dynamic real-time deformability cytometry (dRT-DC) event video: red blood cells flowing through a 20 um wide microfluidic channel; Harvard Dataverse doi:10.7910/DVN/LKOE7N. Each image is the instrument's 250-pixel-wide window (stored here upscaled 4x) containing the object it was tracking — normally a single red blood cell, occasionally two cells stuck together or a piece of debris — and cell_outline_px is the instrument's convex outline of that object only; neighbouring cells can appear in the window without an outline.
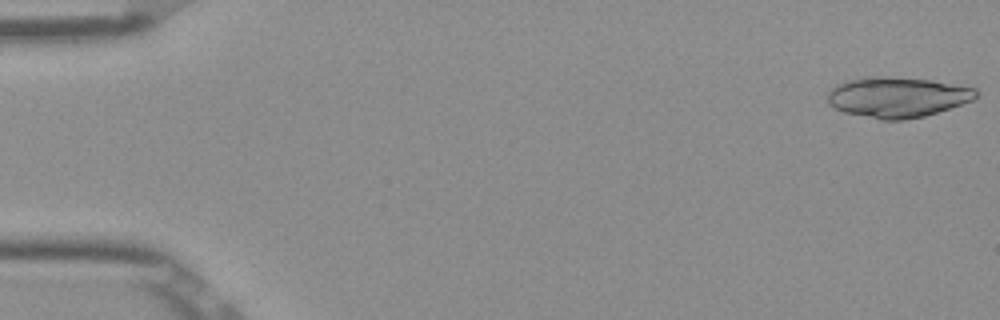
{"species": "Egyptian fruit bat (a non-hibernating species)", "species_latin": "Rousettus aegyptiacus", "temperature_condition": "room temperature", "stored_images_in_passage": 51, "camera_frame_rate_fps": 3000, "um_per_image_px": 0.085, "frame": {"image": 1, "passage_image": 1, "time_ms": 0.0, "image_size_px": [1000, 320], "cell_outline_px": [[976, 96], [972, 100], [924, 116], [904, 120], [880, 120], [844, 112], [832, 108], [828, 104], [828, 92], [836, 84], [844, 80], [864, 76], [888, 76], [932, 80], [976, 88]], "centroid_in_image_um": [76.19, 8.24], "position_along_channel_um": 8.8, "area_um2": 35.14}}